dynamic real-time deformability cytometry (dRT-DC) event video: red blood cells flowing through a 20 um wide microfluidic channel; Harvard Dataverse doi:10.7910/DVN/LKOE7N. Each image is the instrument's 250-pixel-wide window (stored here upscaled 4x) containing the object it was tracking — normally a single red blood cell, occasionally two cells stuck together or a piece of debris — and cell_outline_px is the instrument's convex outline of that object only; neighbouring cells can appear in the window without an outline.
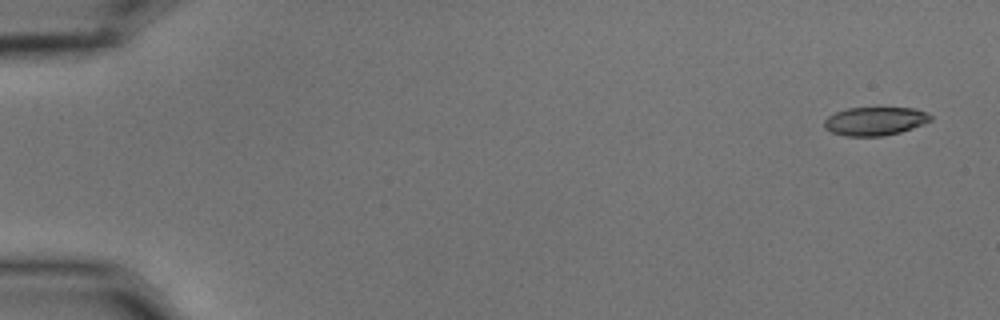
{"species": "common noctule bat (a hibernating species)", "species_latin": "Nyctalus noctula", "temperature_condition": "cold", "stored_images_in_passage": 21, "camera_frame_rate_fps": 3000, "um_per_image_px": 0.085, "animal": {"sex": "male", "body_mass_g": 15.6}, "frame": {"image": 1, "passage_image": 1, "time_ms": 0.0, "image_size_px": [1000, 320], "cell_outline_px": [[932, 120], [924, 124], [900, 132], [884, 136], [844, 136], [832, 132], [824, 128], [824, 120], [828, 116], [836, 112], [848, 108], [916, 108], [932, 116]], "centroid_in_image_um": [74.37, 10.3], "position_along_channel_um": 10.6, "area_um2": 17.63}}
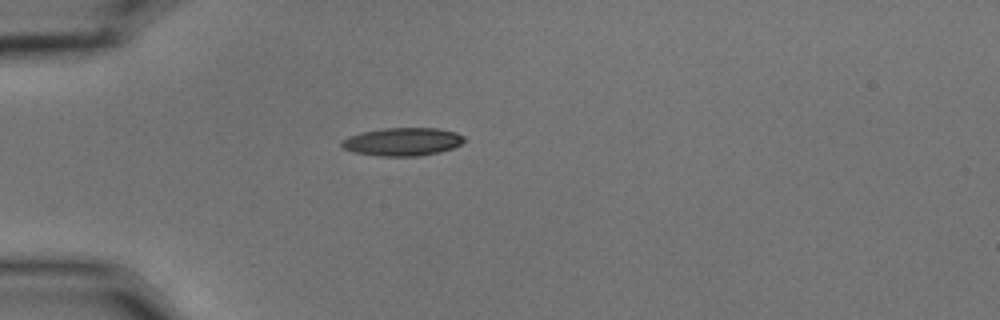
{"frame": {"image": 2, "passage_image": 15, "time_ms": 4.667, "image_size_px": [1000, 320], "cell_outline_px": [[464, 140], [460, 144], [452, 148], [440, 152], [416, 156], [380, 156], [352, 152], [344, 148], [340, 144], [340, 140], [348, 136], [364, 132], [384, 128], [436, 128], [456, 132], [464, 136]], "centroid_in_image_um": [34.19, 12.05], "position_along_channel_um": 50.8, "area_um2": 20.0}}